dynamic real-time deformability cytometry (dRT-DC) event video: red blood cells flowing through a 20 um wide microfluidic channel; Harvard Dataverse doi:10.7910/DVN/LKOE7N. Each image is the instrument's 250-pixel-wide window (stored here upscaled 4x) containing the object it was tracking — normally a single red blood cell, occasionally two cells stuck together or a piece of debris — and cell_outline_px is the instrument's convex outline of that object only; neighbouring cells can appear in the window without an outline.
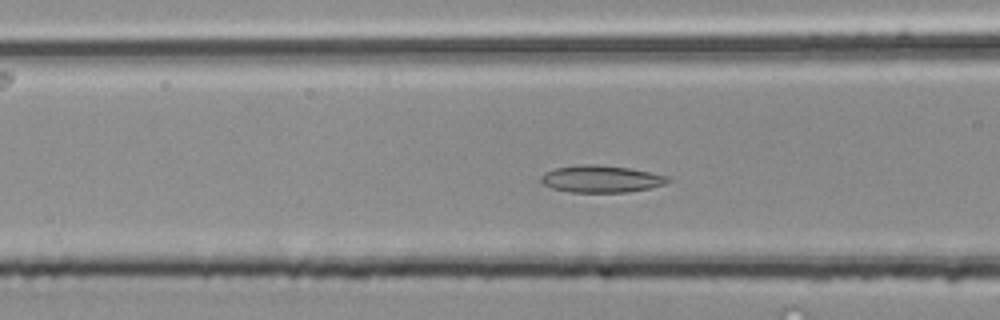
{"species": "common noctule bat (a hibernating species)", "species_latin": "Nyctalus noctula", "temperature_condition": "room temperature", "stored_images_in_passage": 45, "camera_frame_rate_fps": 3000, "um_per_image_px": 0.085, "animal": {"sex": "male", "body_mass_g": 20.4}, "frame": {"image": 1, "passage_image": 15, "time_ms": 4.667, "image_size_px": [1000, 320], "cell_outline_px": [[672, 180], [664, 184], [648, 188], [628, 192], [572, 192], [552, 188], [544, 184], [540, 180], [540, 176], [556, 168], [580, 164], [596, 164], [628, 168], [668, 176]], "centroid_in_image_um": [51.1, 15.21], "position_along_channel_um": 115.5, "area_um2": 19.77}}
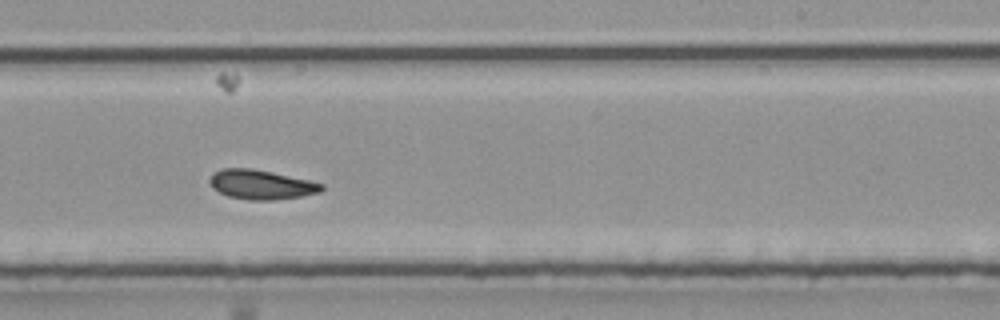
{"frame": {"image": 2, "passage_image": 26, "time_ms": 8.333, "image_size_px": [1000, 320], "cell_outline_px": [[324, 188], [320, 192], [300, 196], [272, 200], [248, 200], [228, 196], [212, 188], [212, 176], [216, 172], [224, 168], [252, 168], [272, 172], [308, 180], [324, 184]], "centroid_in_image_um": [22.23, 15.69], "position_along_channel_um": 266.8, "area_um2": 18.84}}
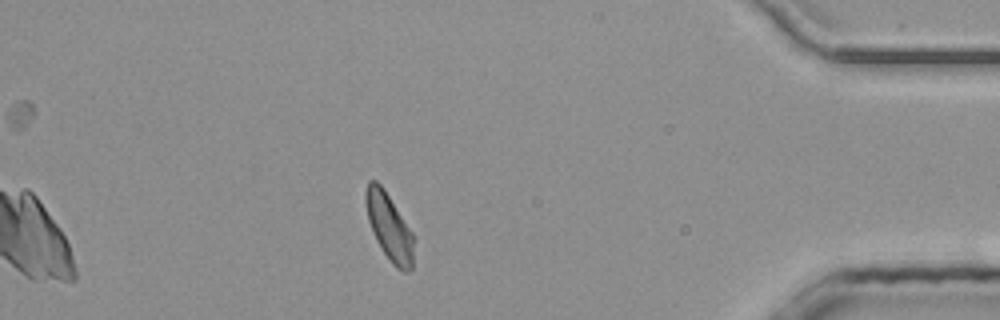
{"frame": {"image": 3, "passage_image": 39, "time_ms": 12.667, "image_size_px": [1000, 320], "cell_outline_px": [[412, 268], [408, 272], [404, 272], [396, 268], [392, 264], [380, 248], [372, 232], [368, 220], [364, 200], [364, 192], [368, 180], [376, 180], [384, 188], [412, 232]], "centroid_in_image_um": [33.03, 19.26], "position_along_channel_um": 402.2, "area_um2": 18.73}, "authors_computed_cell_mechanics": {"area_um2": 18.8428, "velocity_mm_per_s": 4.1382, "shape_relaxation_time_tau1_ms": null, "shape_relaxation_time_tau2_ms": 4.4413, "deformation_change_tau1": null, "deformation_change_tau2": 0.107}}